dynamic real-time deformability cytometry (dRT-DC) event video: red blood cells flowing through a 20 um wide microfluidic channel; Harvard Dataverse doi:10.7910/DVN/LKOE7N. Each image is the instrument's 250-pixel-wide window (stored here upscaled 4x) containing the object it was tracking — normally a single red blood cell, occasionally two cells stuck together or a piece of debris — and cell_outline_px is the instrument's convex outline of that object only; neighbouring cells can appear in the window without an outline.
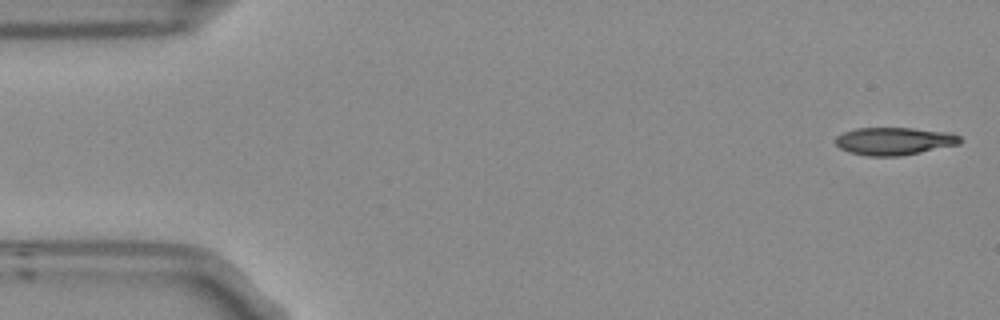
{"species": "Egyptian fruit bat (a non-hibernating species)", "species_latin": "Rousettus aegyptiacus", "temperature_condition": "room temperature", "stored_images_in_passage": 4, "camera_frame_rate_fps": 3000, "um_per_image_px": 0.085, "frame": {"image": 1, "passage_image": 1, "time_ms": 0.0, "image_size_px": [1000, 320], "cell_outline_px": [[960, 144], [900, 156], [868, 156], [848, 152], [840, 148], [836, 144], [836, 136], [844, 132], [856, 128], [912, 128], [952, 132], [960, 136]], "centroid_in_image_um": [76.01, 11.99], "position_along_channel_um": 9.0, "area_um2": 20.11}}